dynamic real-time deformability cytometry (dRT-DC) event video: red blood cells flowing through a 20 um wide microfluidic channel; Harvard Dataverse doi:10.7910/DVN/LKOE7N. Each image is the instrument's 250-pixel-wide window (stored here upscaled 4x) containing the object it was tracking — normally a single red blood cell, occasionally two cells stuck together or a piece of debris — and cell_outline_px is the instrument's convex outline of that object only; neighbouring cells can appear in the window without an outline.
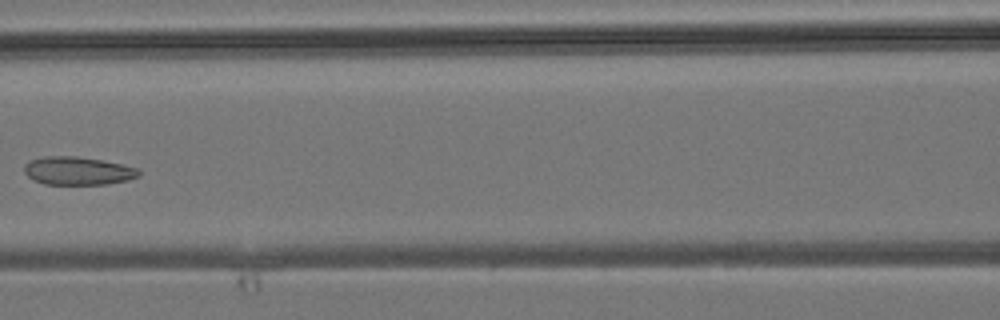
{"species": "common noctule bat (a hibernating species)", "species_latin": "Nyctalus noctula", "temperature_condition": "room temperature", "stored_images_in_passage": 7, "camera_frame_rate_fps": 3000, "um_per_image_px": 0.085, "animal": {"sex": "male", "body_mass_g": 19.2, "forearm_length_mm": 51.8}, "frame": {"image": 1, "passage_image": 7, "time_ms": 7.0, "image_size_px": [1000, 320], "cell_outline_px": [[140, 176], [128, 180], [108, 184], [44, 184], [32, 180], [24, 172], [24, 164], [28, 160], [44, 156], [76, 156], [100, 160], [140, 168]], "centroid_in_image_um": [6.6, 14.52], "position_along_channel_um": 160.0, "area_um2": 18.96}}